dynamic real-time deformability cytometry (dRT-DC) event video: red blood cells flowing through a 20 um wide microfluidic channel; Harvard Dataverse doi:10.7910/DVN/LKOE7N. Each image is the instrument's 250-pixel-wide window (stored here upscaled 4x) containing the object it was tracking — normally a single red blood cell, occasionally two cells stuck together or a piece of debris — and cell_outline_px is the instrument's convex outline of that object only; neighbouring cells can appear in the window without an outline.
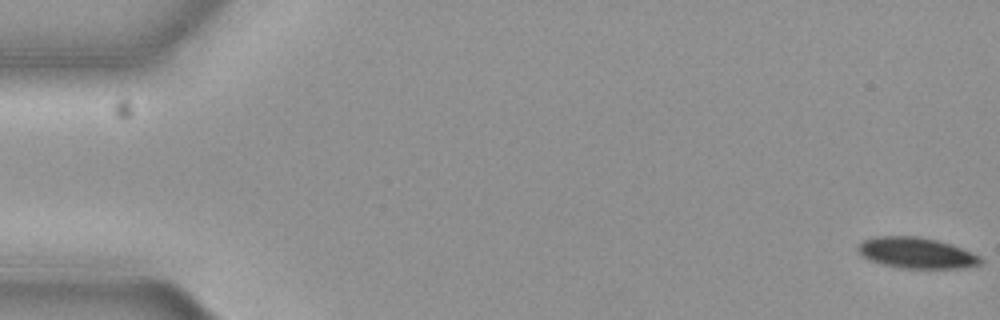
{"species": "common noctule bat (a hibernating species)", "species_latin": "Nyctalus noctula", "temperature_condition": "cold", "stored_images_in_passage": 58, "segment_of_instrument_passage": [1, 2], "camera_frame_rate_fps": 3000, "um_per_image_px": 0.085, "animal": {"sex": "female", "body_mass_g": 19.3, "forearm_length_mm": 54.1}, "frame": {"image": 1, "passage_image": 1, "time_ms": 0.0, "image_size_px": [1000, 320], "cell_outline_px": [[984, 260], [980, 264], [960, 268], [900, 268], [868, 260], [860, 256], [856, 248], [856, 244], [872, 236], [920, 236], [952, 244], [980, 256]], "centroid_in_image_um": [77.84, 21.49], "position_along_channel_um": 7.2, "area_um2": 22.31}}
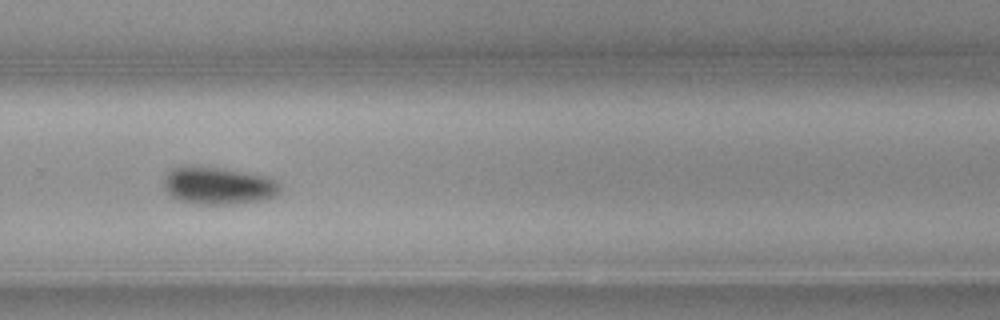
{"frame": {"image": 2, "passage_image": 39, "time_ms": 12.667, "image_size_px": [1000, 320], "cell_outline_px": [[280, 192], [264, 200], [232, 204], [192, 204], [180, 200], [172, 196], [164, 188], [164, 180], [168, 172], [172, 168], [184, 164], [192, 164], [224, 168], [268, 176], [276, 180], [280, 184]], "centroid_in_image_um": [18.54, 15.75], "position_along_channel_um": 311.3, "area_um2": 25.89}}
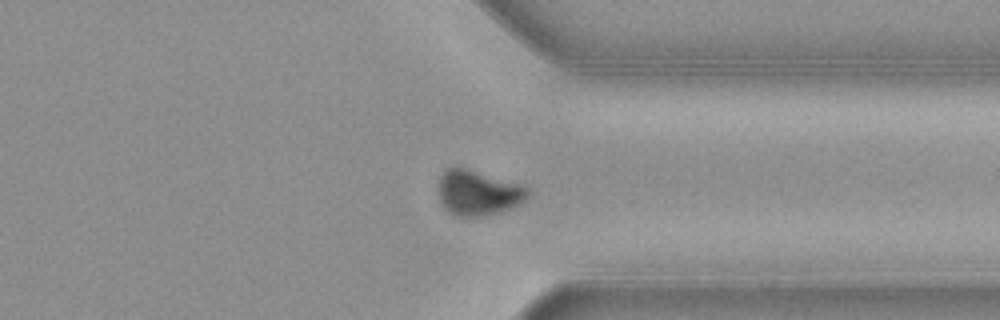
{"frame": {"image": 3, "passage_image": 44, "time_ms": 14.333, "image_size_px": [1000, 320], "cell_outline_px": [[528, 196], [520, 204], [512, 208], [500, 212], [484, 216], [456, 216], [448, 212], [444, 208], [440, 200], [436, 188], [436, 184], [444, 168], [452, 164], [520, 184], [528, 188]], "centroid_in_image_um": [40.55, 16.37], "position_along_channel_um": 370.8, "area_um2": 24.04}}